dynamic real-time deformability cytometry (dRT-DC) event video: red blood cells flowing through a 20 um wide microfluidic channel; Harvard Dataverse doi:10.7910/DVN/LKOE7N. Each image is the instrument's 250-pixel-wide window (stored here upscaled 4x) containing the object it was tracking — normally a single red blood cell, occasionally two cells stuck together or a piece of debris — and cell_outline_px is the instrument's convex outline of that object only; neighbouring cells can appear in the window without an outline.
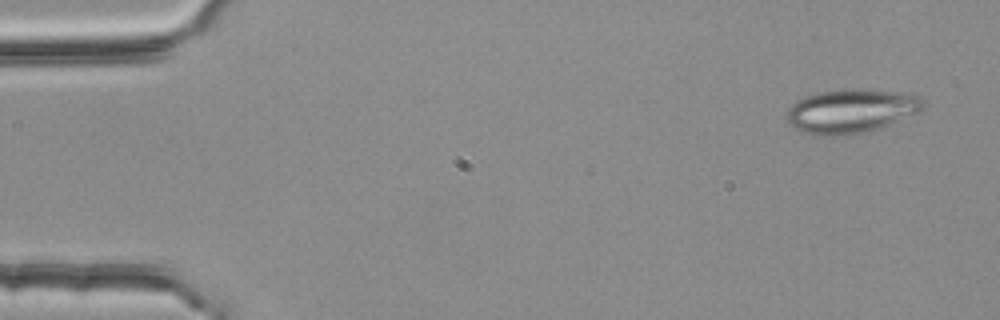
{"species": "common noctule bat (a hibernating species)", "species_latin": "Nyctalus noctula", "temperature_condition": "room temperature", "stored_images_in_passage": 4, "camera_frame_rate_fps": 3000, "um_per_image_px": 0.085, "animal": {"sex": "female", "body_mass_g": 25.1}, "frame": {"image": 1, "passage_image": 1, "time_ms": 0.0, "image_size_px": [1000, 320], "cell_outline_px": [[924, 108], [916, 112], [888, 124], [864, 132], [844, 136], [820, 136], [804, 132], [796, 128], [788, 120], [788, 108], [796, 100], [820, 92], [844, 88], [856, 88], [904, 92], [920, 96], [924, 100]], "centroid_in_image_um": [72.35, 9.41], "position_along_channel_um": 12.6, "area_um2": 34.74}}